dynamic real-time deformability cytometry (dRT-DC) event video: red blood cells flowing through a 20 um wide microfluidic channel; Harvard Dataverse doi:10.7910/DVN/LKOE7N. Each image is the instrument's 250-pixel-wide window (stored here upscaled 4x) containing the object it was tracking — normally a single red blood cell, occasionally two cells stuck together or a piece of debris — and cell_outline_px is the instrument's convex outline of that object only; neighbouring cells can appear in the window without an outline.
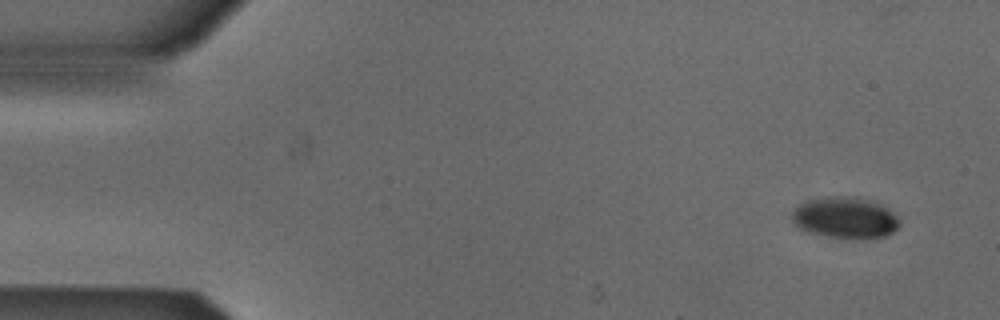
{"species": "Egyptian fruit bat (a non-hibernating species)", "species_latin": "Rousettus aegyptiacus", "temperature_condition": "cold", "stored_images_in_passage": 5, "segment_of_instrument_passage": [1, 2], "camera_frame_rate_fps": 3000, "um_per_image_px": 0.085, "animal": {"sex": "male"}, "frame": {"image": 1, "passage_image": 1, "time_ms": 0.0, "image_size_px": [1000, 320], "cell_outline_px": [[900, 224], [892, 232], [884, 236], [828, 236], [812, 232], [800, 228], [792, 220], [792, 212], [800, 204], [808, 200], [828, 196], [856, 196], [876, 200], [888, 208], [900, 220]], "centroid_in_image_um": [71.86, 18.43], "position_along_channel_um": 13.1, "area_um2": 25.32}}